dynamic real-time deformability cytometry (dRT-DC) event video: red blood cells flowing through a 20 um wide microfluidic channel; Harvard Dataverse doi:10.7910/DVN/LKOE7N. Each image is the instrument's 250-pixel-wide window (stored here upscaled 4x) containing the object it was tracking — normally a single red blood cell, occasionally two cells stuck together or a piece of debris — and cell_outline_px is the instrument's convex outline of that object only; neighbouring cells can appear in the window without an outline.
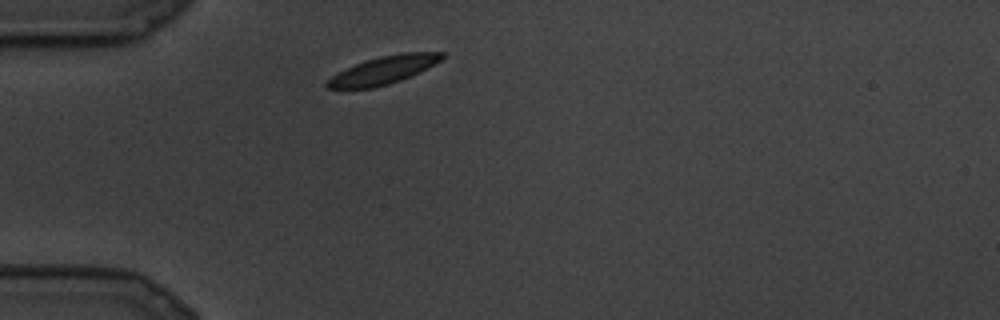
{"species": "common noctule bat (a hibernating species)", "species_latin": "Nyctalus noctula", "temperature_condition": "cold", "stored_images_in_passage": 5, "camera_frame_rate_fps": 3000, "um_per_image_px": 0.085, "animal": {"sex": "male", "body_mass_g": 19.5, "forearm_length_mm": 54.6}, "frame": {"image": 1, "passage_image": 1, "time_ms": 0.0, "image_size_px": [1000, 320], "cell_outline_px": [[444, 56], [440, 60], [400, 80], [388, 84], [372, 88], [324, 88], [324, 84], [332, 76], [356, 64], [380, 56], [404, 52], [444, 52]], "centroid_in_image_um": [32.55, 5.96], "position_along_channel_um": 52.4, "area_um2": 17.92}}
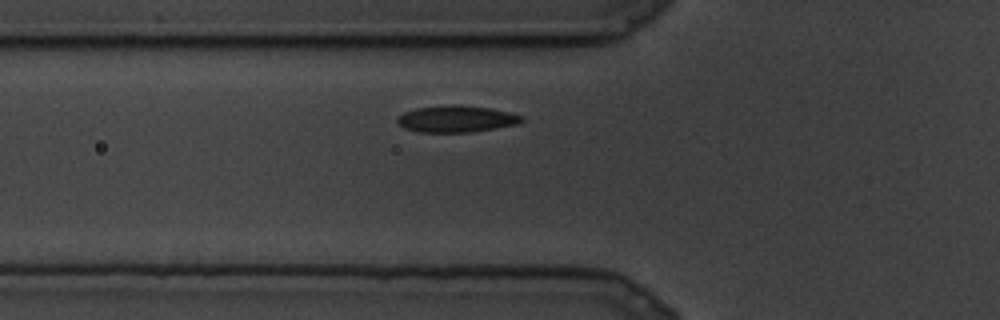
{"frame": {"image": 2, "passage_image": 3, "time_ms": 0.667, "image_size_px": [1000, 320], "cell_outline_px": [[524, 120], [520, 124], [472, 132], [420, 132], [404, 128], [396, 120], [404, 112], [416, 108], [452, 104], [488, 108], [508, 112], [524, 116]], "centroid_in_image_um": [38.83, 10.11], "position_along_channel_um": 87.0, "area_um2": 19.25}}
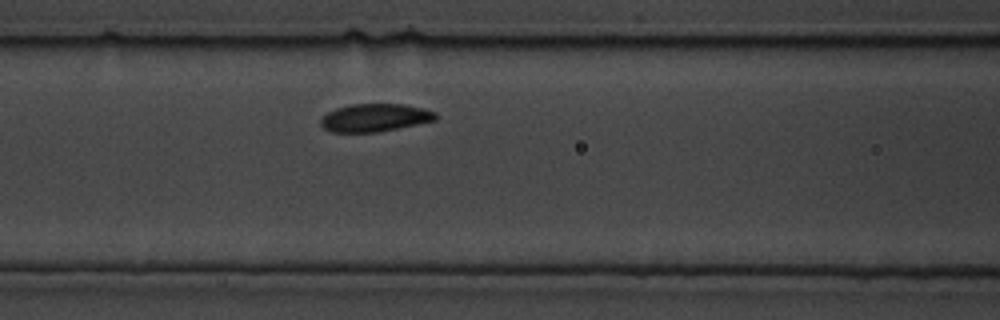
{"frame": {"image": 3, "passage_image": 5, "time_ms": 1.333, "image_size_px": [1000, 320], "cell_outline_px": [[436, 120], [380, 132], [328, 132], [320, 124], [320, 120], [328, 112], [336, 108], [352, 104], [404, 104], [424, 108], [436, 112]], "centroid_in_image_um": [31.86, 10.01], "position_along_channel_um": 134.7, "area_um2": 18.73}}